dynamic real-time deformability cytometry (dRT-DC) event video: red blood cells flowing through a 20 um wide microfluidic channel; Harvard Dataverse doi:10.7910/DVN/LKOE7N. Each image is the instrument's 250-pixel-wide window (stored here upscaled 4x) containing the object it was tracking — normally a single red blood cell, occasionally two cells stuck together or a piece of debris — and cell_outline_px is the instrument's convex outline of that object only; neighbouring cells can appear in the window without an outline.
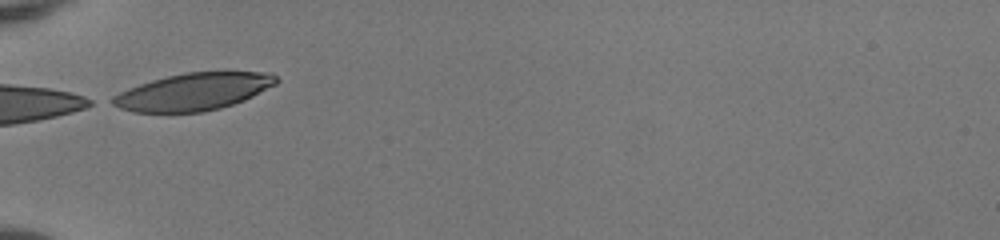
{"species": "human", "species_latin": "Homo sapiens", "temperature_condition": "room temperature", "stored_images_in_passage": 33, "camera_frame_rate_fps": 3000, "um_per_image_px": 0.085, "donor": {"sex": "female"}, "frame": {"image": 1, "passage_image": 1, "time_ms": 0.0, "image_size_px": [1000, 240], "cell_outline_px": [[280, 80], [276, 84], [244, 100], [220, 108], [204, 112], [132, 112], [120, 108], [104, 100], [128, 88], [152, 80], [184, 72], [268, 72], [276, 76]], "centroid_in_image_um": [16.4, 7.8], "position_along_channel_um": 68.6, "area_um2": 35.55}}
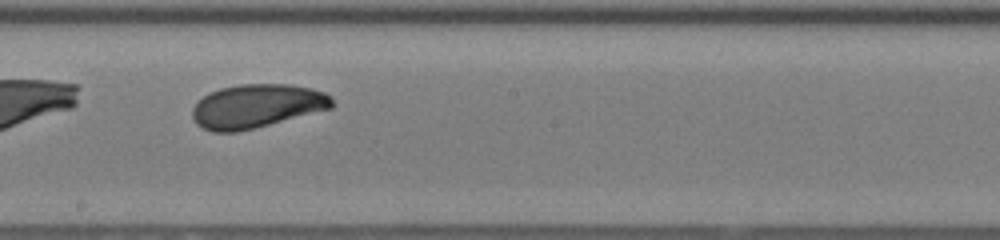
{"frame": {"image": 2, "passage_image": 13, "time_ms": 4.0, "image_size_px": [1000, 240], "cell_outline_px": [[332, 108], [236, 132], [212, 132], [196, 124], [192, 116], [192, 108], [204, 96], [220, 88], [240, 84], [288, 84], [312, 88], [324, 92], [332, 96]], "centroid_in_image_um": [21.82, 9.01], "position_along_channel_um": 226.4, "area_um2": 35.2}}
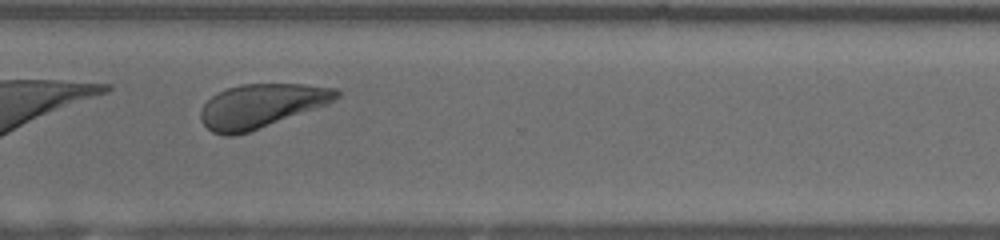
{"frame": {"image": 3, "passage_image": 22, "time_ms": 7.0, "image_size_px": [1000, 240], "cell_outline_px": [[340, 96], [328, 104], [260, 128], [236, 136], [224, 136], [212, 132], [200, 120], [200, 112], [204, 104], [216, 92], [240, 84], [304, 84], [336, 88], [340, 92]], "centroid_in_image_um": [22.19, 9.0], "position_along_channel_um": 348.4, "area_um2": 34.68}, "authors_computed_cell_mechanics": {"area_um2": 35.2002, "velocity_mm_per_s": 4.0668, "shape_relaxation_time_tau1_ms": 4.4614, "shape_relaxation_time_tau2_ms": 3.6307, "deformation_change_tau1": 0.1432, "deformation_change_tau2": 0.0893}}